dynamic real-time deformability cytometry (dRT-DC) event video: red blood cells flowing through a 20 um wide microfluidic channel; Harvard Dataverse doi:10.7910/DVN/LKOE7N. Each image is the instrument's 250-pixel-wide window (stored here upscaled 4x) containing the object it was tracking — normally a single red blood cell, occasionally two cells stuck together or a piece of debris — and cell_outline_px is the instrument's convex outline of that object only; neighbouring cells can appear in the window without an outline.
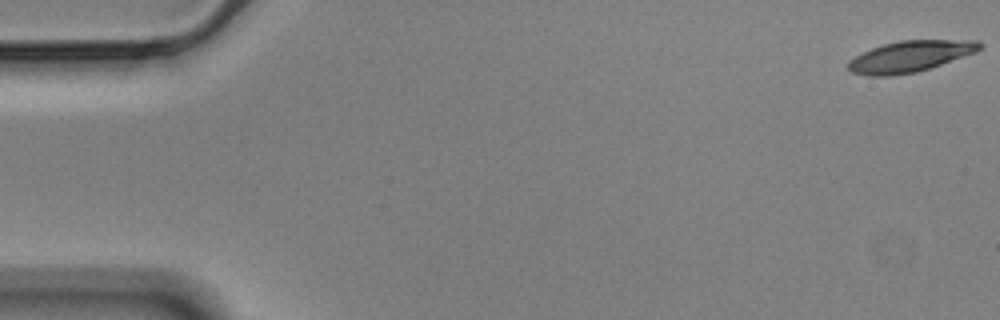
{"species": "Egyptian fruit bat (a non-hibernating species)", "species_latin": "Rousettus aegyptiacus", "temperature_condition": "cold", "stored_images_in_passage": 57, "camera_frame_rate_fps": 3000, "um_per_image_px": 0.085, "animal": {"sex": "male"}, "frame": {"image": 1, "passage_image": 1, "time_ms": 0.0, "image_size_px": [1000, 320], "cell_outline_px": [[984, 44], [976, 52], [916, 72], [888, 76], [868, 76], [852, 72], [848, 68], [848, 64], [856, 56], [872, 48], [884, 44], [900, 40], [976, 40]], "centroid_in_image_um": [77.37, 4.78], "position_along_channel_um": 7.6, "area_um2": 23.47}}
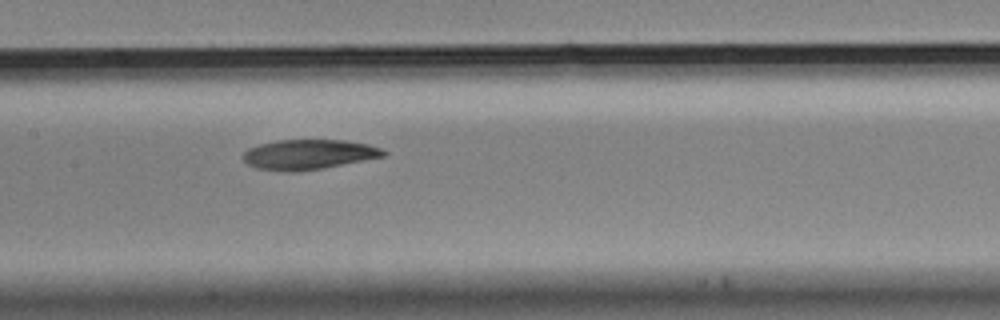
{"frame": {"image": 2, "passage_image": 28, "time_ms": 9.0, "image_size_px": [1000, 320], "cell_outline_px": [[388, 152], [384, 156], [324, 168], [296, 172], [284, 172], [256, 168], [248, 164], [244, 160], [244, 152], [248, 148], [260, 144], [276, 140], [344, 140], [368, 144], [380, 148]], "centroid_in_image_um": [26.22, 13.13], "position_along_channel_um": 181.2, "area_um2": 24.51}}
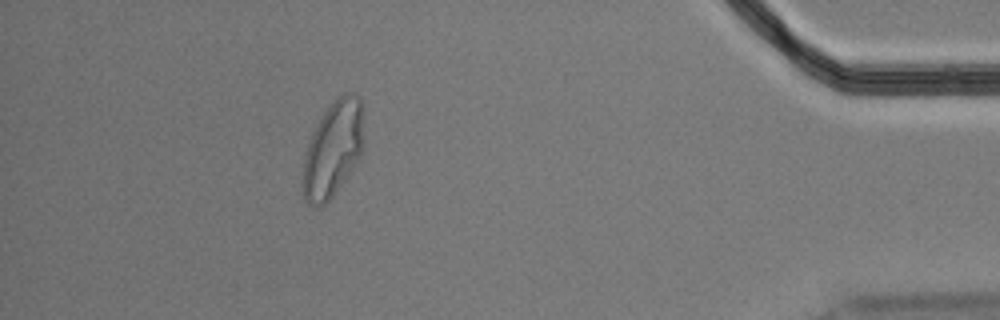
{"frame": {"image": 3, "passage_image": 52, "time_ms": 17.0, "image_size_px": [1000, 320], "cell_outline_px": [[364, 144], [356, 160], [332, 196], [320, 208], [316, 208], [308, 204], [304, 200], [300, 184], [304, 156], [308, 144], [324, 112], [340, 96], [348, 92], [352, 92], [360, 96], [364, 104]], "centroid_in_image_um": [28.3, 12.68], "position_along_channel_um": 406.9, "area_um2": 33.99}}